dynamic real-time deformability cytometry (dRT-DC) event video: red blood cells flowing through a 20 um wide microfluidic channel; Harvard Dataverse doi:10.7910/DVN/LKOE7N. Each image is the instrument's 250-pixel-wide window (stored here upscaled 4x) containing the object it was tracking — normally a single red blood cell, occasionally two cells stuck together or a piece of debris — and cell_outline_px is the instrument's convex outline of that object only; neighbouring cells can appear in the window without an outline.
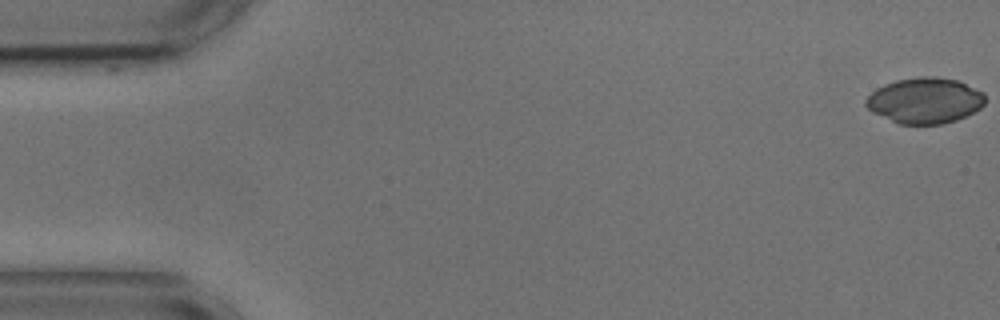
{"species": "common noctule bat (a hibernating species)", "species_latin": "Nyctalus noctula", "temperature_condition": "cold", "stored_images_in_passage": 38, "camera_frame_rate_fps": 3000, "um_per_image_px": 0.085, "animal": {"sex": "male", "body_mass_g": 17.9, "forearm_length_mm": 54.2}, "frame": {"image": 1, "passage_image": 1, "time_ms": 0.0, "image_size_px": [1000, 320], "cell_outline_px": [[984, 104], [980, 108], [956, 120], [944, 124], [900, 124], [872, 112], [864, 104], [864, 100], [876, 88], [884, 84], [896, 80], [920, 76], [936, 76], [956, 80], [984, 92]], "centroid_in_image_um": [78.59, 8.54], "position_along_channel_um": 6.4, "area_um2": 31.73}}